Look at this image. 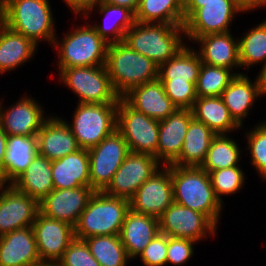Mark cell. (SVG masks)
Returning a JSON list of instances; mask_svg holds the SVG:
<instances>
[{
    "mask_svg": "<svg viewBox=\"0 0 266 266\" xmlns=\"http://www.w3.org/2000/svg\"><path fill=\"white\" fill-rule=\"evenodd\" d=\"M49 0H1L0 21L11 30L32 40L53 45L55 18Z\"/></svg>",
    "mask_w": 266,
    "mask_h": 266,
    "instance_id": "1",
    "label": "cell"
},
{
    "mask_svg": "<svg viewBox=\"0 0 266 266\" xmlns=\"http://www.w3.org/2000/svg\"><path fill=\"white\" fill-rule=\"evenodd\" d=\"M174 202L205 214L217 227L225 207L215 196L209 174L201 167L171 165Z\"/></svg>",
    "mask_w": 266,
    "mask_h": 266,
    "instance_id": "2",
    "label": "cell"
},
{
    "mask_svg": "<svg viewBox=\"0 0 266 266\" xmlns=\"http://www.w3.org/2000/svg\"><path fill=\"white\" fill-rule=\"evenodd\" d=\"M86 20L59 39L56 36L51 48H56L58 72L70 67L102 66L106 63L107 44Z\"/></svg>",
    "mask_w": 266,
    "mask_h": 266,
    "instance_id": "3",
    "label": "cell"
},
{
    "mask_svg": "<svg viewBox=\"0 0 266 266\" xmlns=\"http://www.w3.org/2000/svg\"><path fill=\"white\" fill-rule=\"evenodd\" d=\"M105 67L120 98L131 88L158 78L159 66L124 41L108 46Z\"/></svg>",
    "mask_w": 266,
    "mask_h": 266,
    "instance_id": "4",
    "label": "cell"
},
{
    "mask_svg": "<svg viewBox=\"0 0 266 266\" xmlns=\"http://www.w3.org/2000/svg\"><path fill=\"white\" fill-rule=\"evenodd\" d=\"M184 40L183 25L135 22L126 32L124 42L160 66L186 44Z\"/></svg>",
    "mask_w": 266,
    "mask_h": 266,
    "instance_id": "5",
    "label": "cell"
},
{
    "mask_svg": "<svg viewBox=\"0 0 266 266\" xmlns=\"http://www.w3.org/2000/svg\"><path fill=\"white\" fill-rule=\"evenodd\" d=\"M129 209V200L95 192L74 227L75 238L119 235Z\"/></svg>",
    "mask_w": 266,
    "mask_h": 266,
    "instance_id": "6",
    "label": "cell"
},
{
    "mask_svg": "<svg viewBox=\"0 0 266 266\" xmlns=\"http://www.w3.org/2000/svg\"><path fill=\"white\" fill-rule=\"evenodd\" d=\"M246 13L234 0L184 2V34L186 42L201 36L231 31L236 15Z\"/></svg>",
    "mask_w": 266,
    "mask_h": 266,
    "instance_id": "7",
    "label": "cell"
},
{
    "mask_svg": "<svg viewBox=\"0 0 266 266\" xmlns=\"http://www.w3.org/2000/svg\"><path fill=\"white\" fill-rule=\"evenodd\" d=\"M72 122L65 120L81 149L98 145L116 129L118 103H76Z\"/></svg>",
    "mask_w": 266,
    "mask_h": 266,
    "instance_id": "8",
    "label": "cell"
},
{
    "mask_svg": "<svg viewBox=\"0 0 266 266\" xmlns=\"http://www.w3.org/2000/svg\"><path fill=\"white\" fill-rule=\"evenodd\" d=\"M58 75L59 82L78 97L77 103L119 102L120 96L112 86L105 65L65 68Z\"/></svg>",
    "mask_w": 266,
    "mask_h": 266,
    "instance_id": "9",
    "label": "cell"
},
{
    "mask_svg": "<svg viewBox=\"0 0 266 266\" xmlns=\"http://www.w3.org/2000/svg\"><path fill=\"white\" fill-rule=\"evenodd\" d=\"M116 129L122 134L131 152L157 158L159 120L136 111L120 98Z\"/></svg>",
    "mask_w": 266,
    "mask_h": 266,
    "instance_id": "10",
    "label": "cell"
},
{
    "mask_svg": "<svg viewBox=\"0 0 266 266\" xmlns=\"http://www.w3.org/2000/svg\"><path fill=\"white\" fill-rule=\"evenodd\" d=\"M88 152L90 187L95 192H103L130 150L122 134L115 129Z\"/></svg>",
    "mask_w": 266,
    "mask_h": 266,
    "instance_id": "11",
    "label": "cell"
},
{
    "mask_svg": "<svg viewBox=\"0 0 266 266\" xmlns=\"http://www.w3.org/2000/svg\"><path fill=\"white\" fill-rule=\"evenodd\" d=\"M160 233L195 242L216 237L217 226L203 213L173 202L159 218ZM215 235V236H214Z\"/></svg>",
    "mask_w": 266,
    "mask_h": 266,
    "instance_id": "12",
    "label": "cell"
},
{
    "mask_svg": "<svg viewBox=\"0 0 266 266\" xmlns=\"http://www.w3.org/2000/svg\"><path fill=\"white\" fill-rule=\"evenodd\" d=\"M162 166L154 156L130 151L103 192L108 196L130 200Z\"/></svg>",
    "mask_w": 266,
    "mask_h": 266,
    "instance_id": "13",
    "label": "cell"
},
{
    "mask_svg": "<svg viewBox=\"0 0 266 266\" xmlns=\"http://www.w3.org/2000/svg\"><path fill=\"white\" fill-rule=\"evenodd\" d=\"M174 202L171 164L162 166L129 200L132 211L159 219Z\"/></svg>",
    "mask_w": 266,
    "mask_h": 266,
    "instance_id": "14",
    "label": "cell"
},
{
    "mask_svg": "<svg viewBox=\"0 0 266 266\" xmlns=\"http://www.w3.org/2000/svg\"><path fill=\"white\" fill-rule=\"evenodd\" d=\"M25 94L10 105L3 106L0 99V128L7 135H37L49 117L40 101Z\"/></svg>",
    "mask_w": 266,
    "mask_h": 266,
    "instance_id": "15",
    "label": "cell"
},
{
    "mask_svg": "<svg viewBox=\"0 0 266 266\" xmlns=\"http://www.w3.org/2000/svg\"><path fill=\"white\" fill-rule=\"evenodd\" d=\"M39 202L11 184H0V236L33 225Z\"/></svg>",
    "mask_w": 266,
    "mask_h": 266,
    "instance_id": "16",
    "label": "cell"
},
{
    "mask_svg": "<svg viewBox=\"0 0 266 266\" xmlns=\"http://www.w3.org/2000/svg\"><path fill=\"white\" fill-rule=\"evenodd\" d=\"M41 262L57 263L75 239L70 224L38 213L32 225Z\"/></svg>",
    "mask_w": 266,
    "mask_h": 266,
    "instance_id": "17",
    "label": "cell"
},
{
    "mask_svg": "<svg viewBox=\"0 0 266 266\" xmlns=\"http://www.w3.org/2000/svg\"><path fill=\"white\" fill-rule=\"evenodd\" d=\"M95 191L90 186L53 189L41 202L40 213L75 227Z\"/></svg>",
    "mask_w": 266,
    "mask_h": 266,
    "instance_id": "18",
    "label": "cell"
},
{
    "mask_svg": "<svg viewBox=\"0 0 266 266\" xmlns=\"http://www.w3.org/2000/svg\"><path fill=\"white\" fill-rule=\"evenodd\" d=\"M192 118L190 109L177 108L167 118L159 121L157 160L163 166L172 164L180 156Z\"/></svg>",
    "mask_w": 266,
    "mask_h": 266,
    "instance_id": "19",
    "label": "cell"
},
{
    "mask_svg": "<svg viewBox=\"0 0 266 266\" xmlns=\"http://www.w3.org/2000/svg\"><path fill=\"white\" fill-rule=\"evenodd\" d=\"M121 98L136 111L159 121L177 109L158 78L131 88Z\"/></svg>",
    "mask_w": 266,
    "mask_h": 266,
    "instance_id": "20",
    "label": "cell"
},
{
    "mask_svg": "<svg viewBox=\"0 0 266 266\" xmlns=\"http://www.w3.org/2000/svg\"><path fill=\"white\" fill-rule=\"evenodd\" d=\"M232 32L213 33L198 37L193 44H199L195 49L202 63L224 67L242 74L239 61L238 37L234 38ZM238 69V70H237Z\"/></svg>",
    "mask_w": 266,
    "mask_h": 266,
    "instance_id": "21",
    "label": "cell"
},
{
    "mask_svg": "<svg viewBox=\"0 0 266 266\" xmlns=\"http://www.w3.org/2000/svg\"><path fill=\"white\" fill-rule=\"evenodd\" d=\"M65 119L50 114L43 123L37 133L39 155L53 161L81 149Z\"/></svg>",
    "mask_w": 266,
    "mask_h": 266,
    "instance_id": "22",
    "label": "cell"
},
{
    "mask_svg": "<svg viewBox=\"0 0 266 266\" xmlns=\"http://www.w3.org/2000/svg\"><path fill=\"white\" fill-rule=\"evenodd\" d=\"M41 263L32 226L0 236V266H33Z\"/></svg>",
    "mask_w": 266,
    "mask_h": 266,
    "instance_id": "23",
    "label": "cell"
},
{
    "mask_svg": "<svg viewBox=\"0 0 266 266\" xmlns=\"http://www.w3.org/2000/svg\"><path fill=\"white\" fill-rule=\"evenodd\" d=\"M230 116L243 128V122L250 115L256 101L262 98L258 75L254 81L247 74L236 75L221 95ZM258 99V100H257Z\"/></svg>",
    "mask_w": 266,
    "mask_h": 266,
    "instance_id": "24",
    "label": "cell"
},
{
    "mask_svg": "<svg viewBox=\"0 0 266 266\" xmlns=\"http://www.w3.org/2000/svg\"><path fill=\"white\" fill-rule=\"evenodd\" d=\"M95 10L103 17V21L100 24L91 21V24L93 23L91 26L99 36L109 45L124 41L126 32L135 23V14L126 7L113 5L101 0L84 15V21L90 19L92 11Z\"/></svg>",
    "mask_w": 266,
    "mask_h": 266,
    "instance_id": "25",
    "label": "cell"
},
{
    "mask_svg": "<svg viewBox=\"0 0 266 266\" xmlns=\"http://www.w3.org/2000/svg\"><path fill=\"white\" fill-rule=\"evenodd\" d=\"M159 233V219L129 209L119 236L128 257L137 260L140 253Z\"/></svg>",
    "mask_w": 266,
    "mask_h": 266,
    "instance_id": "26",
    "label": "cell"
},
{
    "mask_svg": "<svg viewBox=\"0 0 266 266\" xmlns=\"http://www.w3.org/2000/svg\"><path fill=\"white\" fill-rule=\"evenodd\" d=\"M90 161L87 149L53 160L51 171L54 189H72L90 186Z\"/></svg>",
    "mask_w": 266,
    "mask_h": 266,
    "instance_id": "27",
    "label": "cell"
},
{
    "mask_svg": "<svg viewBox=\"0 0 266 266\" xmlns=\"http://www.w3.org/2000/svg\"><path fill=\"white\" fill-rule=\"evenodd\" d=\"M38 154L37 135H7L3 184H11Z\"/></svg>",
    "mask_w": 266,
    "mask_h": 266,
    "instance_id": "28",
    "label": "cell"
},
{
    "mask_svg": "<svg viewBox=\"0 0 266 266\" xmlns=\"http://www.w3.org/2000/svg\"><path fill=\"white\" fill-rule=\"evenodd\" d=\"M37 49L38 46L32 40L0 21V75L13 72L31 61Z\"/></svg>",
    "mask_w": 266,
    "mask_h": 266,
    "instance_id": "29",
    "label": "cell"
},
{
    "mask_svg": "<svg viewBox=\"0 0 266 266\" xmlns=\"http://www.w3.org/2000/svg\"><path fill=\"white\" fill-rule=\"evenodd\" d=\"M51 166V160L38 154L11 185L17 191L41 202L54 189Z\"/></svg>",
    "mask_w": 266,
    "mask_h": 266,
    "instance_id": "30",
    "label": "cell"
},
{
    "mask_svg": "<svg viewBox=\"0 0 266 266\" xmlns=\"http://www.w3.org/2000/svg\"><path fill=\"white\" fill-rule=\"evenodd\" d=\"M190 110L193 118L204 123L215 135L229 134L241 129L230 116L221 96L197 97Z\"/></svg>",
    "mask_w": 266,
    "mask_h": 266,
    "instance_id": "31",
    "label": "cell"
},
{
    "mask_svg": "<svg viewBox=\"0 0 266 266\" xmlns=\"http://www.w3.org/2000/svg\"><path fill=\"white\" fill-rule=\"evenodd\" d=\"M215 134L202 122L192 118L184 137L180 156L171 164L181 167H201Z\"/></svg>",
    "mask_w": 266,
    "mask_h": 266,
    "instance_id": "32",
    "label": "cell"
},
{
    "mask_svg": "<svg viewBox=\"0 0 266 266\" xmlns=\"http://www.w3.org/2000/svg\"><path fill=\"white\" fill-rule=\"evenodd\" d=\"M201 58L195 47L186 43L173 57L161 64L158 69L160 82L197 83Z\"/></svg>",
    "mask_w": 266,
    "mask_h": 266,
    "instance_id": "33",
    "label": "cell"
},
{
    "mask_svg": "<svg viewBox=\"0 0 266 266\" xmlns=\"http://www.w3.org/2000/svg\"><path fill=\"white\" fill-rule=\"evenodd\" d=\"M135 22L184 25V0H140Z\"/></svg>",
    "mask_w": 266,
    "mask_h": 266,
    "instance_id": "34",
    "label": "cell"
},
{
    "mask_svg": "<svg viewBox=\"0 0 266 266\" xmlns=\"http://www.w3.org/2000/svg\"><path fill=\"white\" fill-rule=\"evenodd\" d=\"M242 34L238 38L241 70L245 68L247 73L260 64L262 69L266 65V19Z\"/></svg>",
    "mask_w": 266,
    "mask_h": 266,
    "instance_id": "35",
    "label": "cell"
},
{
    "mask_svg": "<svg viewBox=\"0 0 266 266\" xmlns=\"http://www.w3.org/2000/svg\"><path fill=\"white\" fill-rule=\"evenodd\" d=\"M228 134L215 135L211 141L206 159L201 168L207 173L239 166L244 149Z\"/></svg>",
    "mask_w": 266,
    "mask_h": 266,
    "instance_id": "36",
    "label": "cell"
},
{
    "mask_svg": "<svg viewBox=\"0 0 266 266\" xmlns=\"http://www.w3.org/2000/svg\"><path fill=\"white\" fill-rule=\"evenodd\" d=\"M84 241L101 266H128L131 261L119 235L93 236Z\"/></svg>",
    "mask_w": 266,
    "mask_h": 266,
    "instance_id": "37",
    "label": "cell"
},
{
    "mask_svg": "<svg viewBox=\"0 0 266 266\" xmlns=\"http://www.w3.org/2000/svg\"><path fill=\"white\" fill-rule=\"evenodd\" d=\"M236 71L202 63L196 83L197 97H218L235 78Z\"/></svg>",
    "mask_w": 266,
    "mask_h": 266,
    "instance_id": "38",
    "label": "cell"
},
{
    "mask_svg": "<svg viewBox=\"0 0 266 266\" xmlns=\"http://www.w3.org/2000/svg\"><path fill=\"white\" fill-rule=\"evenodd\" d=\"M208 174L215 196L223 205V196L239 193L246 184V176L241 165L211 171Z\"/></svg>",
    "mask_w": 266,
    "mask_h": 266,
    "instance_id": "39",
    "label": "cell"
},
{
    "mask_svg": "<svg viewBox=\"0 0 266 266\" xmlns=\"http://www.w3.org/2000/svg\"><path fill=\"white\" fill-rule=\"evenodd\" d=\"M260 123V124H259ZM253 128V129H252ZM250 130H246L247 150L250 154V164L256 169L262 182H266V121L258 122Z\"/></svg>",
    "mask_w": 266,
    "mask_h": 266,
    "instance_id": "40",
    "label": "cell"
},
{
    "mask_svg": "<svg viewBox=\"0 0 266 266\" xmlns=\"http://www.w3.org/2000/svg\"><path fill=\"white\" fill-rule=\"evenodd\" d=\"M58 266H101L92 256L84 240L75 238L63 256L57 262Z\"/></svg>",
    "mask_w": 266,
    "mask_h": 266,
    "instance_id": "41",
    "label": "cell"
},
{
    "mask_svg": "<svg viewBox=\"0 0 266 266\" xmlns=\"http://www.w3.org/2000/svg\"><path fill=\"white\" fill-rule=\"evenodd\" d=\"M166 95L178 109H191L197 99L196 84L192 82H161Z\"/></svg>",
    "mask_w": 266,
    "mask_h": 266,
    "instance_id": "42",
    "label": "cell"
},
{
    "mask_svg": "<svg viewBox=\"0 0 266 266\" xmlns=\"http://www.w3.org/2000/svg\"><path fill=\"white\" fill-rule=\"evenodd\" d=\"M197 242L186 239L168 237L167 263L173 266H183L194 256V246Z\"/></svg>",
    "mask_w": 266,
    "mask_h": 266,
    "instance_id": "43",
    "label": "cell"
},
{
    "mask_svg": "<svg viewBox=\"0 0 266 266\" xmlns=\"http://www.w3.org/2000/svg\"><path fill=\"white\" fill-rule=\"evenodd\" d=\"M168 236L159 233L138 257L144 266H165L167 263Z\"/></svg>",
    "mask_w": 266,
    "mask_h": 266,
    "instance_id": "44",
    "label": "cell"
},
{
    "mask_svg": "<svg viewBox=\"0 0 266 266\" xmlns=\"http://www.w3.org/2000/svg\"><path fill=\"white\" fill-rule=\"evenodd\" d=\"M68 8L78 17H83L92 7L98 4L101 0H63Z\"/></svg>",
    "mask_w": 266,
    "mask_h": 266,
    "instance_id": "45",
    "label": "cell"
},
{
    "mask_svg": "<svg viewBox=\"0 0 266 266\" xmlns=\"http://www.w3.org/2000/svg\"><path fill=\"white\" fill-rule=\"evenodd\" d=\"M7 134L0 128V184H3L4 159L6 153Z\"/></svg>",
    "mask_w": 266,
    "mask_h": 266,
    "instance_id": "46",
    "label": "cell"
},
{
    "mask_svg": "<svg viewBox=\"0 0 266 266\" xmlns=\"http://www.w3.org/2000/svg\"><path fill=\"white\" fill-rule=\"evenodd\" d=\"M246 13L256 9H262L264 0H234Z\"/></svg>",
    "mask_w": 266,
    "mask_h": 266,
    "instance_id": "47",
    "label": "cell"
},
{
    "mask_svg": "<svg viewBox=\"0 0 266 266\" xmlns=\"http://www.w3.org/2000/svg\"><path fill=\"white\" fill-rule=\"evenodd\" d=\"M102 1L113 4V5L126 7L135 14L140 0H102Z\"/></svg>",
    "mask_w": 266,
    "mask_h": 266,
    "instance_id": "48",
    "label": "cell"
},
{
    "mask_svg": "<svg viewBox=\"0 0 266 266\" xmlns=\"http://www.w3.org/2000/svg\"><path fill=\"white\" fill-rule=\"evenodd\" d=\"M257 75L260 81L261 95L262 97L263 96L266 97V65L262 69L259 70Z\"/></svg>",
    "mask_w": 266,
    "mask_h": 266,
    "instance_id": "49",
    "label": "cell"
},
{
    "mask_svg": "<svg viewBox=\"0 0 266 266\" xmlns=\"http://www.w3.org/2000/svg\"><path fill=\"white\" fill-rule=\"evenodd\" d=\"M33 266H58V265H57V263L41 262V263L33 265Z\"/></svg>",
    "mask_w": 266,
    "mask_h": 266,
    "instance_id": "50",
    "label": "cell"
},
{
    "mask_svg": "<svg viewBox=\"0 0 266 266\" xmlns=\"http://www.w3.org/2000/svg\"><path fill=\"white\" fill-rule=\"evenodd\" d=\"M212 1H222V0H184V2H212Z\"/></svg>",
    "mask_w": 266,
    "mask_h": 266,
    "instance_id": "51",
    "label": "cell"
},
{
    "mask_svg": "<svg viewBox=\"0 0 266 266\" xmlns=\"http://www.w3.org/2000/svg\"><path fill=\"white\" fill-rule=\"evenodd\" d=\"M265 7H266V0H264L263 5H262V8H265Z\"/></svg>",
    "mask_w": 266,
    "mask_h": 266,
    "instance_id": "52",
    "label": "cell"
}]
</instances>
